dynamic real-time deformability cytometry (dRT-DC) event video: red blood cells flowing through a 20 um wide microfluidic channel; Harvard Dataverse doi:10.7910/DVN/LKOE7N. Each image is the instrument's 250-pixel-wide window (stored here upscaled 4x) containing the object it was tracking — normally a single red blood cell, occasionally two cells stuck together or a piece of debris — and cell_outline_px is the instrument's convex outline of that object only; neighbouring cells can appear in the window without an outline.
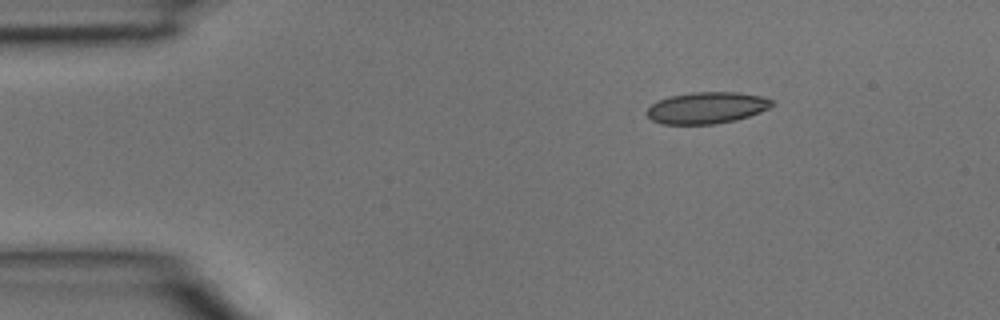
{"species": "common noctule bat (a hibernating species)", "species_latin": "Nyctalus noctula", "temperature_condition": "room temperature", "stored_images_in_passage": 3, "camera_frame_rate_fps": 3000, "um_per_image_px": 0.085, "animal": {"sex": "male", "body_mass_g": 15.6}, "frame": {"image": 1, "passage_image": 1, "time_ms": 0.0, "image_size_px": [1000, 320], "cell_outline_px": [[776, 104], [760, 112], [736, 120], [716, 124], [660, 124], [652, 120], [644, 112], [652, 104], [668, 96], [692, 92], [736, 92], [760, 96], [776, 100]], "centroid_in_image_um": [60.08, 9.16], "position_along_channel_um": 24.9, "area_um2": 23.18}}
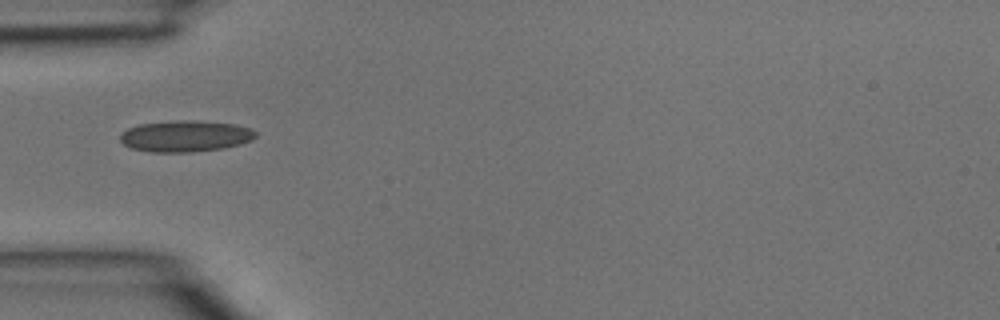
{"frame": {"image": 2, "passage_image": 3, "time_ms": 0.667, "image_size_px": [1000, 320], "cell_outline_px": [[256, 136], [252, 140], [240, 144], [224, 148], [192, 152], [148, 152], [132, 148], [124, 144], [120, 140], [120, 132], [128, 128], [140, 124], [180, 120], [192, 120], [236, 124], [252, 128], [256, 132]], "centroid_in_image_um": [15.77, 11.57], "position_along_channel_um": 69.2, "area_um2": 24.85}}